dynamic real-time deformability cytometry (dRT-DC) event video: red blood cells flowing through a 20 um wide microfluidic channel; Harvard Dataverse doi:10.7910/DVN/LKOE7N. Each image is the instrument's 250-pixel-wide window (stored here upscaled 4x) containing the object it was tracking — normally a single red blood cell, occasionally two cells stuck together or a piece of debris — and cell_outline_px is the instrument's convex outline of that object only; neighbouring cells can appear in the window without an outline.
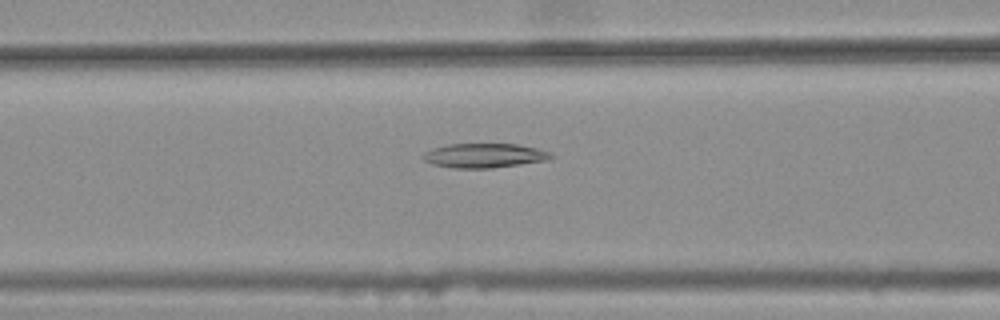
{"species": "common noctule bat (a hibernating species)", "species_latin": "Nyctalus noctula", "temperature_condition": "warm", "stored_images_in_passage": 33, "camera_frame_rate_fps": 3000, "um_per_image_px": 0.085, "animal": {"sex": "female", "body_mass_g": 25.1}, "frame": {"image": 1, "passage_image": 7, "time_ms": 2.0, "image_size_px": [1000, 320], "cell_outline_px": [[556, 156], [548, 160], [492, 168], [452, 168], [432, 164], [424, 160], [424, 152], [432, 148], [448, 144], [516, 144], [536, 148], [552, 152]], "centroid_in_image_um": [41.2, 13.22], "position_along_channel_um": 125.4, "area_um2": 18.21}}
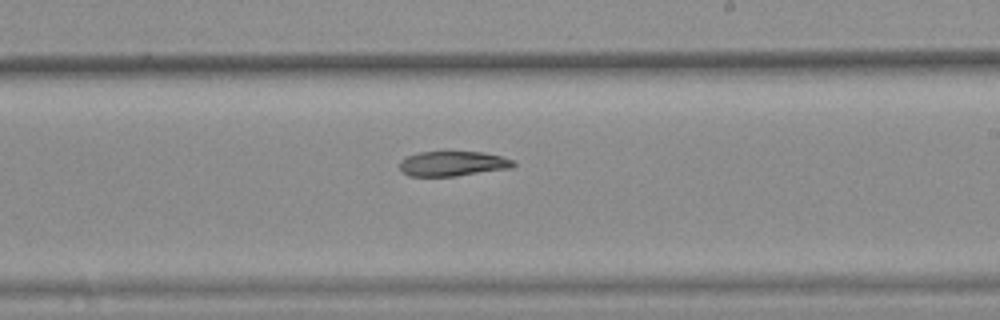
{"frame": {"image": 2, "passage_image": 17, "time_ms": 5.333, "image_size_px": [1000, 320], "cell_outline_px": [[516, 164], [512, 168], [456, 176], [408, 176], [400, 172], [400, 160], [416, 152], [484, 152], [500, 156], [512, 160]], "centroid_in_image_um": [38.46, 13.91], "position_along_channel_um": 250.5, "area_um2": 16.59}}
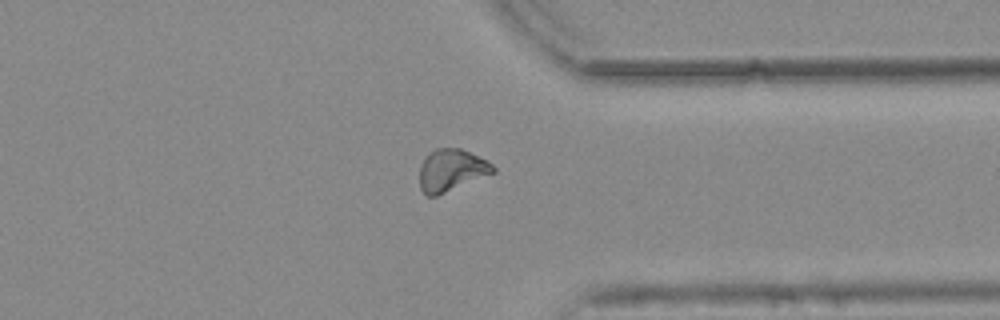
{"frame": {"image": 3, "passage_image": 27, "time_ms": 8.667, "image_size_px": [1000, 320], "cell_outline_px": [[496, 172], [436, 196], [424, 196], [420, 188], [420, 164], [428, 152], [436, 148], [460, 148], [492, 164], [496, 168]], "centroid_in_image_um": [38.32, 14.48], "position_along_channel_um": 373.1, "area_um2": 17.98}}